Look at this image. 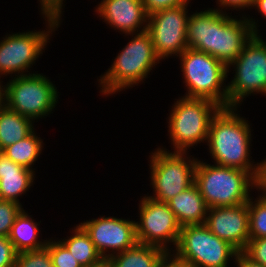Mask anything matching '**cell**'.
<instances>
[{
  "label": "cell",
  "mask_w": 266,
  "mask_h": 267,
  "mask_svg": "<svg viewBox=\"0 0 266 267\" xmlns=\"http://www.w3.org/2000/svg\"><path fill=\"white\" fill-rule=\"evenodd\" d=\"M237 110V107L220 108L213 116L207 138L209 152L214 164L245 170L260 182L262 161L254 164L250 159L251 128Z\"/></svg>",
  "instance_id": "1"
},
{
  "label": "cell",
  "mask_w": 266,
  "mask_h": 267,
  "mask_svg": "<svg viewBox=\"0 0 266 267\" xmlns=\"http://www.w3.org/2000/svg\"><path fill=\"white\" fill-rule=\"evenodd\" d=\"M133 38L122 48L111 67L100 76L99 87L102 95L116 92L138 85L150 74L152 68L160 63L152 38L147 31L128 34Z\"/></svg>",
  "instance_id": "2"
},
{
  "label": "cell",
  "mask_w": 266,
  "mask_h": 267,
  "mask_svg": "<svg viewBox=\"0 0 266 267\" xmlns=\"http://www.w3.org/2000/svg\"><path fill=\"white\" fill-rule=\"evenodd\" d=\"M194 183L209 208L247 203L251 189H259V182L249 172L201 160H197Z\"/></svg>",
  "instance_id": "3"
},
{
  "label": "cell",
  "mask_w": 266,
  "mask_h": 267,
  "mask_svg": "<svg viewBox=\"0 0 266 267\" xmlns=\"http://www.w3.org/2000/svg\"><path fill=\"white\" fill-rule=\"evenodd\" d=\"M187 92L183 97L207 99L228 107V67L205 52L187 48L179 56ZM224 83V84H223Z\"/></svg>",
  "instance_id": "4"
},
{
  "label": "cell",
  "mask_w": 266,
  "mask_h": 267,
  "mask_svg": "<svg viewBox=\"0 0 266 267\" xmlns=\"http://www.w3.org/2000/svg\"><path fill=\"white\" fill-rule=\"evenodd\" d=\"M176 100L168 117V134L174 151L187 152L195 144L207 142L210 122L221 107L207 99Z\"/></svg>",
  "instance_id": "5"
},
{
  "label": "cell",
  "mask_w": 266,
  "mask_h": 267,
  "mask_svg": "<svg viewBox=\"0 0 266 267\" xmlns=\"http://www.w3.org/2000/svg\"><path fill=\"white\" fill-rule=\"evenodd\" d=\"M172 253L188 267H228L229 260H235L238 251L204 224H195L181 227L176 249Z\"/></svg>",
  "instance_id": "6"
},
{
  "label": "cell",
  "mask_w": 266,
  "mask_h": 267,
  "mask_svg": "<svg viewBox=\"0 0 266 267\" xmlns=\"http://www.w3.org/2000/svg\"><path fill=\"white\" fill-rule=\"evenodd\" d=\"M150 158V181L154 200L167 203L195 182L197 160L187 152L155 149Z\"/></svg>",
  "instance_id": "7"
},
{
  "label": "cell",
  "mask_w": 266,
  "mask_h": 267,
  "mask_svg": "<svg viewBox=\"0 0 266 267\" xmlns=\"http://www.w3.org/2000/svg\"><path fill=\"white\" fill-rule=\"evenodd\" d=\"M230 67H234L235 74L227 83L228 107H240L244 98L251 94L266 96V41L260 34H254L245 44L239 56L228 66V73Z\"/></svg>",
  "instance_id": "8"
},
{
  "label": "cell",
  "mask_w": 266,
  "mask_h": 267,
  "mask_svg": "<svg viewBox=\"0 0 266 267\" xmlns=\"http://www.w3.org/2000/svg\"><path fill=\"white\" fill-rule=\"evenodd\" d=\"M57 87L40 73L16 76L5 85V106L32 119L52 113L58 103Z\"/></svg>",
  "instance_id": "9"
},
{
  "label": "cell",
  "mask_w": 266,
  "mask_h": 267,
  "mask_svg": "<svg viewBox=\"0 0 266 267\" xmlns=\"http://www.w3.org/2000/svg\"><path fill=\"white\" fill-rule=\"evenodd\" d=\"M47 21V31H28L7 34L0 41V77L2 74L24 76L33 74L28 71L35 60L42 55L48 44L52 32L57 30L61 21L52 16H43ZM51 33V34H50ZM29 72V73H26ZM18 74V75H16Z\"/></svg>",
  "instance_id": "10"
},
{
  "label": "cell",
  "mask_w": 266,
  "mask_h": 267,
  "mask_svg": "<svg viewBox=\"0 0 266 267\" xmlns=\"http://www.w3.org/2000/svg\"><path fill=\"white\" fill-rule=\"evenodd\" d=\"M139 202L140 219L136 222L138 243L158 246L171 253L169 243L176 248L181 231L176 216L165 202L146 195Z\"/></svg>",
  "instance_id": "11"
},
{
  "label": "cell",
  "mask_w": 266,
  "mask_h": 267,
  "mask_svg": "<svg viewBox=\"0 0 266 267\" xmlns=\"http://www.w3.org/2000/svg\"><path fill=\"white\" fill-rule=\"evenodd\" d=\"M188 5L164 9L148 16L147 32L152 38L155 52L162 60L179 56L188 48Z\"/></svg>",
  "instance_id": "12"
},
{
  "label": "cell",
  "mask_w": 266,
  "mask_h": 267,
  "mask_svg": "<svg viewBox=\"0 0 266 267\" xmlns=\"http://www.w3.org/2000/svg\"><path fill=\"white\" fill-rule=\"evenodd\" d=\"M79 225L89 235L105 261L112 255L130 249L138 243L136 221H130V219L102 216L84 221Z\"/></svg>",
  "instance_id": "13"
},
{
  "label": "cell",
  "mask_w": 266,
  "mask_h": 267,
  "mask_svg": "<svg viewBox=\"0 0 266 267\" xmlns=\"http://www.w3.org/2000/svg\"><path fill=\"white\" fill-rule=\"evenodd\" d=\"M204 225L238 252L243 251L250 239L247 203L209 208Z\"/></svg>",
  "instance_id": "14"
},
{
  "label": "cell",
  "mask_w": 266,
  "mask_h": 267,
  "mask_svg": "<svg viewBox=\"0 0 266 267\" xmlns=\"http://www.w3.org/2000/svg\"><path fill=\"white\" fill-rule=\"evenodd\" d=\"M95 11L106 24L126 36L147 31L148 15L142 0H102Z\"/></svg>",
  "instance_id": "15"
},
{
  "label": "cell",
  "mask_w": 266,
  "mask_h": 267,
  "mask_svg": "<svg viewBox=\"0 0 266 267\" xmlns=\"http://www.w3.org/2000/svg\"><path fill=\"white\" fill-rule=\"evenodd\" d=\"M240 19L230 16L217 31L216 50L212 56L227 67L239 56L253 35L259 34L253 18L243 16Z\"/></svg>",
  "instance_id": "16"
},
{
  "label": "cell",
  "mask_w": 266,
  "mask_h": 267,
  "mask_svg": "<svg viewBox=\"0 0 266 267\" xmlns=\"http://www.w3.org/2000/svg\"><path fill=\"white\" fill-rule=\"evenodd\" d=\"M230 17L220 8H208L189 16L187 23L188 48L212 55L216 50L218 28Z\"/></svg>",
  "instance_id": "17"
},
{
  "label": "cell",
  "mask_w": 266,
  "mask_h": 267,
  "mask_svg": "<svg viewBox=\"0 0 266 267\" xmlns=\"http://www.w3.org/2000/svg\"><path fill=\"white\" fill-rule=\"evenodd\" d=\"M34 176V170L18 165L0 152V200L21 204L18 197L31 188Z\"/></svg>",
  "instance_id": "18"
},
{
  "label": "cell",
  "mask_w": 266,
  "mask_h": 267,
  "mask_svg": "<svg viewBox=\"0 0 266 267\" xmlns=\"http://www.w3.org/2000/svg\"><path fill=\"white\" fill-rule=\"evenodd\" d=\"M182 226L204 224L209 207L194 183L167 202Z\"/></svg>",
  "instance_id": "19"
},
{
  "label": "cell",
  "mask_w": 266,
  "mask_h": 267,
  "mask_svg": "<svg viewBox=\"0 0 266 267\" xmlns=\"http://www.w3.org/2000/svg\"><path fill=\"white\" fill-rule=\"evenodd\" d=\"M167 254L158 246L137 243L130 249L112 255L106 262L109 267H157Z\"/></svg>",
  "instance_id": "20"
},
{
  "label": "cell",
  "mask_w": 266,
  "mask_h": 267,
  "mask_svg": "<svg viewBox=\"0 0 266 267\" xmlns=\"http://www.w3.org/2000/svg\"><path fill=\"white\" fill-rule=\"evenodd\" d=\"M25 211L23 208L17 215L8 236L17 253L42 249L46 247L48 241L38 240L40 235L38 232L39 224L34 222L29 213Z\"/></svg>",
  "instance_id": "21"
},
{
  "label": "cell",
  "mask_w": 266,
  "mask_h": 267,
  "mask_svg": "<svg viewBox=\"0 0 266 267\" xmlns=\"http://www.w3.org/2000/svg\"><path fill=\"white\" fill-rule=\"evenodd\" d=\"M34 121L4 106L0 109V152L34 131Z\"/></svg>",
  "instance_id": "22"
},
{
  "label": "cell",
  "mask_w": 266,
  "mask_h": 267,
  "mask_svg": "<svg viewBox=\"0 0 266 267\" xmlns=\"http://www.w3.org/2000/svg\"><path fill=\"white\" fill-rule=\"evenodd\" d=\"M72 230L73 234L70 237L59 241L83 267H96L105 262L89 235L79 224Z\"/></svg>",
  "instance_id": "23"
},
{
  "label": "cell",
  "mask_w": 266,
  "mask_h": 267,
  "mask_svg": "<svg viewBox=\"0 0 266 267\" xmlns=\"http://www.w3.org/2000/svg\"><path fill=\"white\" fill-rule=\"evenodd\" d=\"M43 148V141L35 130L26 138L6 147L2 152L18 165L33 170L32 166L37 161Z\"/></svg>",
  "instance_id": "24"
},
{
  "label": "cell",
  "mask_w": 266,
  "mask_h": 267,
  "mask_svg": "<svg viewBox=\"0 0 266 267\" xmlns=\"http://www.w3.org/2000/svg\"><path fill=\"white\" fill-rule=\"evenodd\" d=\"M258 190L260 195L254 201L250 197L247 202L250 239L266 237V194L261 189Z\"/></svg>",
  "instance_id": "25"
},
{
  "label": "cell",
  "mask_w": 266,
  "mask_h": 267,
  "mask_svg": "<svg viewBox=\"0 0 266 267\" xmlns=\"http://www.w3.org/2000/svg\"><path fill=\"white\" fill-rule=\"evenodd\" d=\"M14 267H54L50 251L44 247L39 250L17 253Z\"/></svg>",
  "instance_id": "26"
},
{
  "label": "cell",
  "mask_w": 266,
  "mask_h": 267,
  "mask_svg": "<svg viewBox=\"0 0 266 267\" xmlns=\"http://www.w3.org/2000/svg\"><path fill=\"white\" fill-rule=\"evenodd\" d=\"M46 248L50 251L54 267H83L59 240H48Z\"/></svg>",
  "instance_id": "27"
},
{
  "label": "cell",
  "mask_w": 266,
  "mask_h": 267,
  "mask_svg": "<svg viewBox=\"0 0 266 267\" xmlns=\"http://www.w3.org/2000/svg\"><path fill=\"white\" fill-rule=\"evenodd\" d=\"M22 209L21 204L0 200V236H9L12 225Z\"/></svg>",
  "instance_id": "28"
},
{
  "label": "cell",
  "mask_w": 266,
  "mask_h": 267,
  "mask_svg": "<svg viewBox=\"0 0 266 267\" xmlns=\"http://www.w3.org/2000/svg\"><path fill=\"white\" fill-rule=\"evenodd\" d=\"M243 252L253 261L266 266V237L249 239Z\"/></svg>",
  "instance_id": "29"
},
{
  "label": "cell",
  "mask_w": 266,
  "mask_h": 267,
  "mask_svg": "<svg viewBox=\"0 0 266 267\" xmlns=\"http://www.w3.org/2000/svg\"><path fill=\"white\" fill-rule=\"evenodd\" d=\"M189 1L190 0H142V3L149 16L164 9L186 6L189 4Z\"/></svg>",
  "instance_id": "30"
},
{
  "label": "cell",
  "mask_w": 266,
  "mask_h": 267,
  "mask_svg": "<svg viewBox=\"0 0 266 267\" xmlns=\"http://www.w3.org/2000/svg\"><path fill=\"white\" fill-rule=\"evenodd\" d=\"M17 252L8 237L0 236V267H14Z\"/></svg>",
  "instance_id": "31"
},
{
  "label": "cell",
  "mask_w": 266,
  "mask_h": 267,
  "mask_svg": "<svg viewBox=\"0 0 266 267\" xmlns=\"http://www.w3.org/2000/svg\"><path fill=\"white\" fill-rule=\"evenodd\" d=\"M43 16H52L61 21L64 0H39Z\"/></svg>",
  "instance_id": "32"
},
{
  "label": "cell",
  "mask_w": 266,
  "mask_h": 267,
  "mask_svg": "<svg viewBox=\"0 0 266 267\" xmlns=\"http://www.w3.org/2000/svg\"><path fill=\"white\" fill-rule=\"evenodd\" d=\"M216 3L218 4V7H221V11H223L222 9L224 8L231 9L229 7H232L233 10L234 9L240 10L242 8H243L242 10H244L245 8L251 9L253 6L254 0H217Z\"/></svg>",
  "instance_id": "33"
},
{
  "label": "cell",
  "mask_w": 266,
  "mask_h": 267,
  "mask_svg": "<svg viewBox=\"0 0 266 267\" xmlns=\"http://www.w3.org/2000/svg\"><path fill=\"white\" fill-rule=\"evenodd\" d=\"M233 262H235L237 267H266L253 261L243 251L237 253L235 261Z\"/></svg>",
  "instance_id": "34"
},
{
  "label": "cell",
  "mask_w": 266,
  "mask_h": 267,
  "mask_svg": "<svg viewBox=\"0 0 266 267\" xmlns=\"http://www.w3.org/2000/svg\"><path fill=\"white\" fill-rule=\"evenodd\" d=\"M157 267H188L184 262L176 259L172 253H168Z\"/></svg>",
  "instance_id": "35"
},
{
  "label": "cell",
  "mask_w": 266,
  "mask_h": 267,
  "mask_svg": "<svg viewBox=\"0 0 266 267\" xmlns=\"http://www.w3.org/2000/svg\"><path fill=\"white\" fill-rule=\"evenodd\" d=\"M256 8L262 17L266 18V0H254L252 9Z\"/></svg>",
  "instance_id": "36"
},
{
  "label": "cell",
  "mask_w": 266,
  "mask_h": 267,
  "mask_svg": "<svg viewBox=\"0 0 266 267\" xmlns=\"http://www.w3.org/2000/svg\"><path fill=\"white\" fill-rule=\"evenodd\" d=\"M259 189L266 194V159L262 161V174L259 182Z\"/></svg>",
  "instance_id": "37"
},
{
  "label": "cell",
  "mask_w": 266,
  "mask_h": 267,
  "mask_svg": "<svg viewBox=\"0 0 266 267\" xmlns=\"http://www.w3.org/2000/svg\"><path fill=\"white\" fill-rule=\"evenodd\" d=\"M1 83L2 82L0 80V109L5 106V85L3 86Z\"/></svg>",
  "instance_id": "38"
},
{
  "label": "cell",
  "mask_w": 266,
  "mask_h": 267,
  "mask_svg": "<svg viewBox=\"0 0 266 267\" xmlns=\"http://www.w3.org/2000/svg\"><path fill=\"white\" fill-rule=\"evenodd\" d=\"M96 267H109L108 263L105 261L101 265L96 266Z\"/></svg>",
  "instance_id": "39"
}]
</instances>
